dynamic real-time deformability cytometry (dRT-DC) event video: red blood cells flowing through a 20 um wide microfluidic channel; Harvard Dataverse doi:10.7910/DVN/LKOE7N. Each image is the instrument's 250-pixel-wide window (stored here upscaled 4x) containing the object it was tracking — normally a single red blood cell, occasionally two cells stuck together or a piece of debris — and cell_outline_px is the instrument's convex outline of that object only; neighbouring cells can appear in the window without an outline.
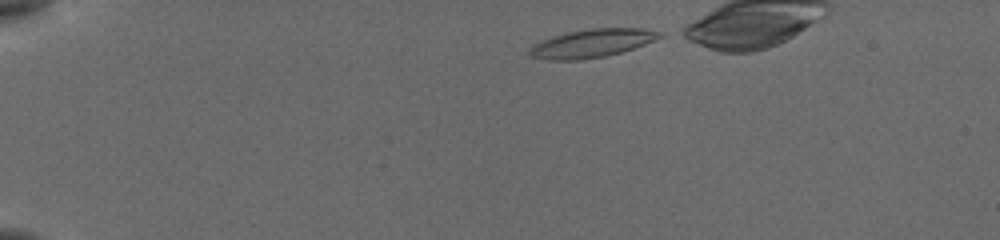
{"species": "common noctule bat (a hibernating species)", "species_latin": "Nyctalus noctula", "temperature_condition": "cold", "stored_images_in_passage": 8, "camera_frame_rate_fps": 3000, "um_per_image_px": 0.085, "animal": {"sex": "female", "body_mass_g": 19.5, "forearm_length_mm": 54.1}, "frame": {"image": 1, "passage_image": 1, "time_ms": 0.0, "image_size_px": [1000, 240], "cell_outline_px": [[664, 36], [644, 44], [620, 52], [604, 56], [576, 60], [548, 60], [532, 56], [528, 52], [536, 44], [544, 40], [568, 32], [588, 28], [644, 28], [656, 32]], "centroid_in_image_um": [50.33, 3.67], "position_along_channel_um": 34.7, "area_um2": 20.81}}